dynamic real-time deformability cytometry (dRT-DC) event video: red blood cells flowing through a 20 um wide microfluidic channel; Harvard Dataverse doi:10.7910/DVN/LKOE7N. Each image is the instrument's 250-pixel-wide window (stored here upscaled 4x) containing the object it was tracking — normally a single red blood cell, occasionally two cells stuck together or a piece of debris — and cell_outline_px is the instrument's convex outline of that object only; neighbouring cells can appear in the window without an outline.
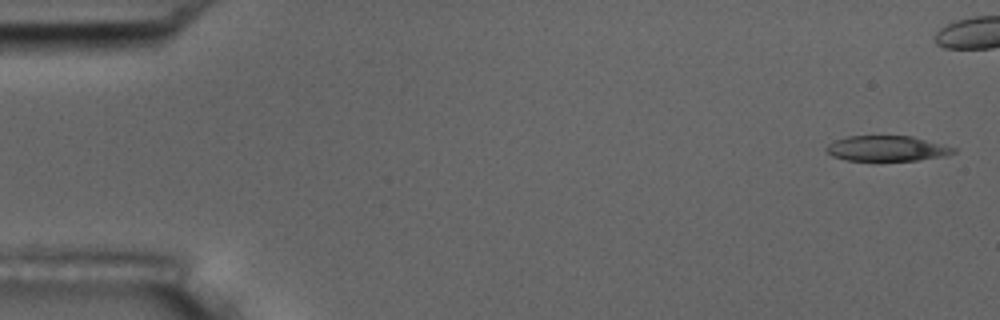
{"species": "common noctule bat (a hibernating species)", "species_latin": "Nyctalus noctula", "temperature_condition": "room temperature", "stored_images_in_passage": 6, "camera_frame_rate_fps": 3000, "um_per_image_px": 0.085, "animal": {"sex": "male", "body_mass_g": 17.5, "forearm_length_mm": 52.3}, "frame": {"image": 1, "passage_image": 1, "time_ms": 0.0, "image_size_px": [1000, 320], "cell_outline_px": [[956, 152], [948, 156], [916, 160], [848, 160], [832, 156], [824, 148], [828, 144], [836, 140], [848, 136], [912, 136], [956, 148]], "centroid_in_image_um": [75.41, 12.62], "position_along_channel_um": 9.6, "area_um2": 18.67}}